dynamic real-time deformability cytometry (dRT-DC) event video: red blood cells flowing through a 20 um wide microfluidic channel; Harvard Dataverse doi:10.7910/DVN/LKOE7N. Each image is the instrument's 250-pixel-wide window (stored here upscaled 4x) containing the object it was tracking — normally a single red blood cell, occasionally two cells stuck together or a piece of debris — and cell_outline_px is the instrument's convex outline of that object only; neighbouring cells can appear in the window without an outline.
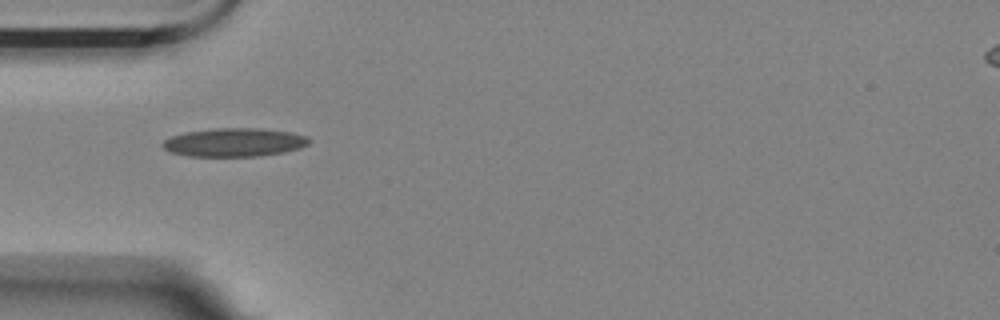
{"species": "Egyptian fruit bat (a non-hibernating species)", "species_latin": "Rousettus aegyptiacus", "temperature_condition": "room temperature", "stored_images_in_passage": 4, "camera_frame_rate_fps": 3000, "um_per_image_px": 0.085, "animal": {"sex": "female"}, "frame": {"image": 1, "passage_image": 1, "time_ms": 0.0, "image_size_px": [1000, 320], "cell_outline_px": [[308, 144], [300, 148], [284, 152], [260, 156], [188, 156], [168, 152], [160, 144], [164, 140], [172, 136], [184, 132], [216, 128], [260, 128], [288, 132], [308, 136]], "centroid_in_image_um": [19.87, 12.1], "position_along_channel_um": 65.1, "area_um2": 24.33}}
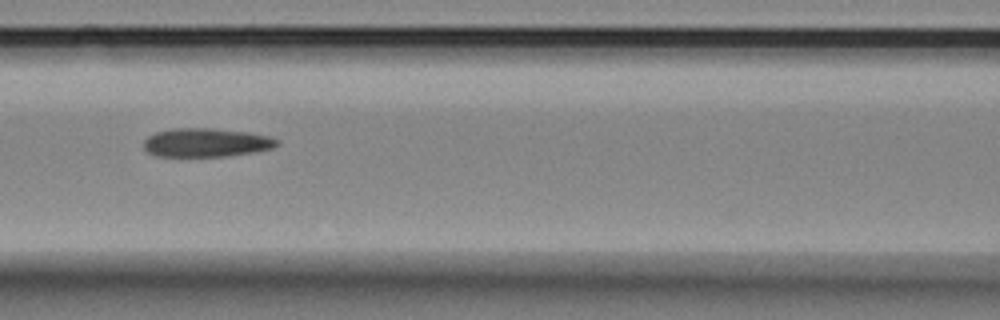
{"frame": {"image": 2, "passage_image": 3, "time_ms": 0.667, "image_size_px": [1000, 320], "cell_outline_px": [[280, 144], [272, 148], [256, 152], [228, 156], [156, 156], [148, 152], [144, 148], [144, 140], [148, 136], [156, 132], [172, 128], [208, 128], [248, 132], [268, 136], [280, 140]], "centroid_in_image_um": [17.54, 12.12], "position_along_channel_um": 149.1, "area_um2": 22.37}}
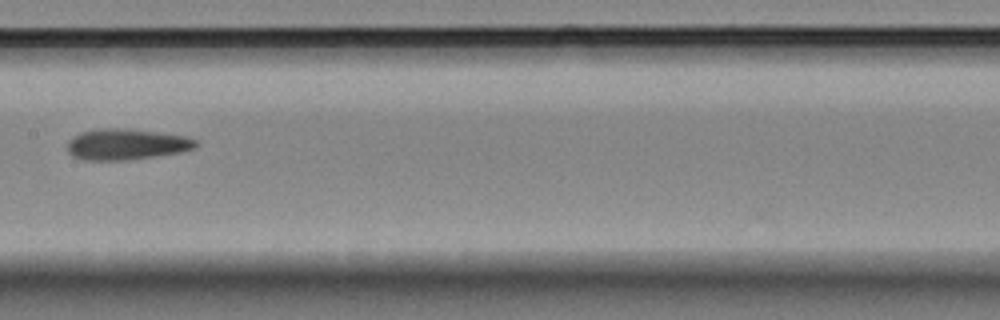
{"frame": {"image": 3, "passage_image": 4, "time_ms": 1.0, "image_size_px": [1000, 320], "cell_outline_px": [[200, 144], [196, 148], [180, 152], [124, 160], [88, 160], [72, 156], [68, 152], [68, 140], [72, 136], [80, 132], [96, 128], [128, 128], [184, 136], [196, 140]], "centroid_in_image_um": [10.71, 12.25], "position_along_channel_um": 196.7, "area_um2": 23.18}}